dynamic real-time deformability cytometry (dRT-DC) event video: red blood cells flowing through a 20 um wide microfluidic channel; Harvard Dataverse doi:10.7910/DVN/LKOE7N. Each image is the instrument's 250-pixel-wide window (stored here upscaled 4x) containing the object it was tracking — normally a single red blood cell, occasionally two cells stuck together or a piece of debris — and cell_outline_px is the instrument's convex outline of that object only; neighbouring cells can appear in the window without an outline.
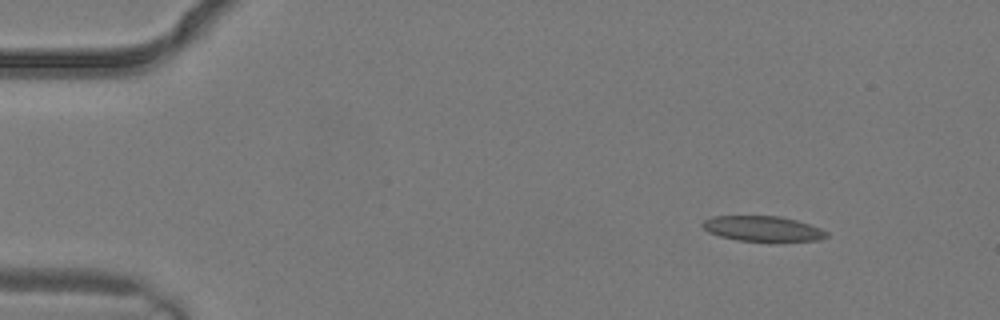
{"species": "common noctule bat (a hibernating species)", "species_latin": "Nyctalus noctula", "temperature_condition": "warm", "stored_images_in_passage": 2, "camera_frame_rate_fps": 3000, "um_per_image_px": 0.085, "animal": {"sex": "male", "body_mass_g": 19.2, "forearm_length_mm": 51.8}, "frame": {"image": 1, "passage_image": 1, "time_ms": 0.0, "image_size_px": [1000, 320], "cell_outline_px": [[828, 236], [820, 240], [776, 244], [736, 240], [720, 236], [708, 232], [700, 224], [704, 220], [712, 216], [780, 216], [796, 220], [820, 228], [828, 232]], "centroid_in_image_um": [64.87, 19.49], "position_along_channel_um": 20.1, "area_um2": 19.13}}